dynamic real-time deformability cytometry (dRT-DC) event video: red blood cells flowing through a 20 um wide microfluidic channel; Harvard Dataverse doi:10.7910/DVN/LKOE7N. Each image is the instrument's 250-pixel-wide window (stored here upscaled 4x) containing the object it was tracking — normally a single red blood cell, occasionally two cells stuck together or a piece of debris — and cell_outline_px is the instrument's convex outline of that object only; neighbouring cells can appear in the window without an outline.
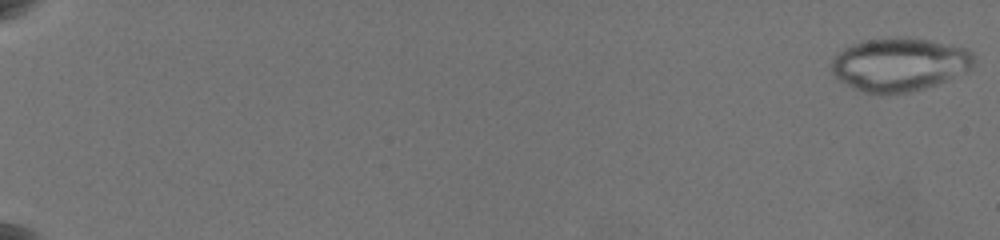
{"species": "common noctule bat (a hibernating species)", "species_latin": "Nyctalus noctula", "temperature_condition": "warm", "stored_images_in_passage": 64, "camera_frame_rate_fps": 3000, "um_per_image_px": 0.085, "animal": {"sex": "female", "body_mass_g": 19.5, "forearm_length_mm": 54.1}, "frame": {"image": 1, "passage_image": 1, "time_ms": 0.0, "image_size_px": [1000, 240], "cell_outline_px": [[972, 68], [968, 72], [936, 84], [924, 88], [908, 92], [864, 92], [840, 80], [832, 72], [832, 60], [844, 48], [852, 44], [864, 40], [904, 36], [908, 36], [932, 40], [964, 48], [972, 52]], "centroid_in_image_um": [76.49, 5.44], "position_along_channel_um": 8.5, "area_um2": 43.81}}
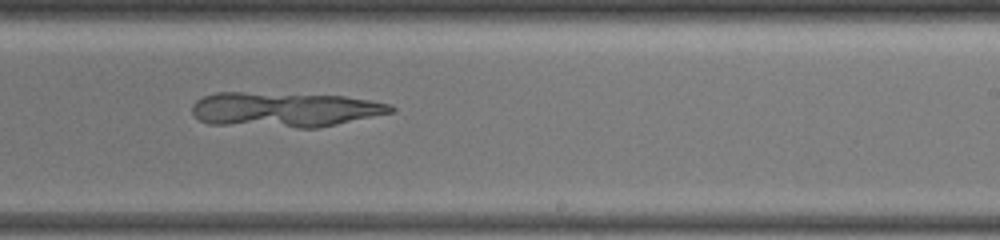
{"frame": {"image": 2, "passage_image": 43, "time_ms": 13.667, "image_size_px": [1000, 240], "cell_outline_px": [[396, 112], [320, 128], [296, 128], [208, 124], [200, 120], [192, 112], [192, 104], [196, 100], [204, 96], [216, 92], [240, 92], [344, 96], [392, 104], [396, 108]], "centroid_in_image_um": [24.22, 9.33], "position_along_channel_um": 264.8, "area_um2": 40.86}}
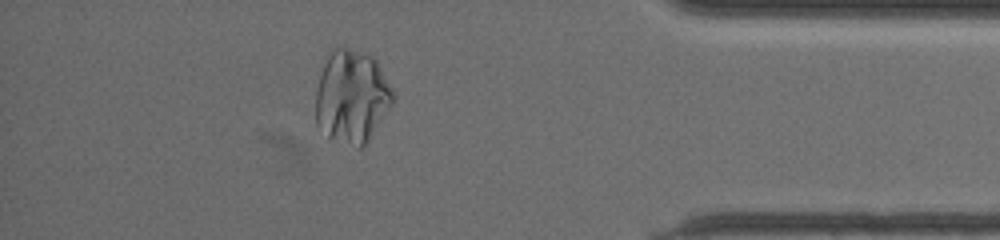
{"frame": {"image": 3, "passage_image": 58, "time_ms": 18.333, "image_size_px": [1000, 240], "cell_outline_px": [[396, 96], [392, 104], [364, 148], [360, 148], [328, 140], [316, 124], [316, 88], [328, 52], [332, 48], [348, 48], [368, 52], [376, 60], [392, 88]], "centroid_in_image_um": [29.89, 8.24], "position_along_channel_um": 405.3, "area_um2": 42.66}}